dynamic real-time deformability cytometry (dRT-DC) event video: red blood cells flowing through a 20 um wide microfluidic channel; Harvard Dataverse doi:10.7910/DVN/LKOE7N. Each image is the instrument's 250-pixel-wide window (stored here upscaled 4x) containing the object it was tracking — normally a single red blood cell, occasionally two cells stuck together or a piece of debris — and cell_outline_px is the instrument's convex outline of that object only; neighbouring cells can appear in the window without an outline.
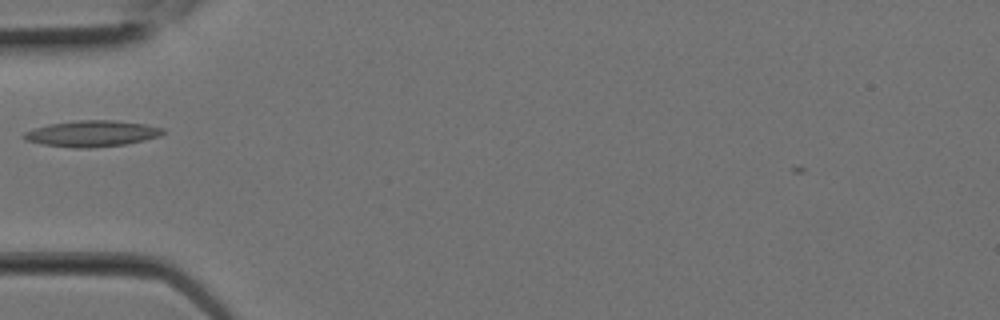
{"species": "Egyptian fruit bat (a non-hibernating species)", "species_latin": "Rousettus aegyptiacus", "temperature_condition": "room temperature", "stored_images_in_passage": 2, "camera_frame_rate_fps": 3000, "um_per_image_px": 0.085, "animal": {"sex": "female"}, "frame": {"image": 1, "passage_image": 2, "time_ms": 0.333, "image_size_px": [1000, 320], "cell_outline_px": [[164, 132], [160, 136], [144, 140], [124, 144], [92, 148], [72, 148], [44, 144], [24, 140], [20, 136], [24, 132], [48, 124], [76, 120], [112, 120], [144, 124], [164, 128]], "centroid_in_image_um": [7.78, 11.35], "position_along_channel_um": 77.2, "area_um2": 21.15}}